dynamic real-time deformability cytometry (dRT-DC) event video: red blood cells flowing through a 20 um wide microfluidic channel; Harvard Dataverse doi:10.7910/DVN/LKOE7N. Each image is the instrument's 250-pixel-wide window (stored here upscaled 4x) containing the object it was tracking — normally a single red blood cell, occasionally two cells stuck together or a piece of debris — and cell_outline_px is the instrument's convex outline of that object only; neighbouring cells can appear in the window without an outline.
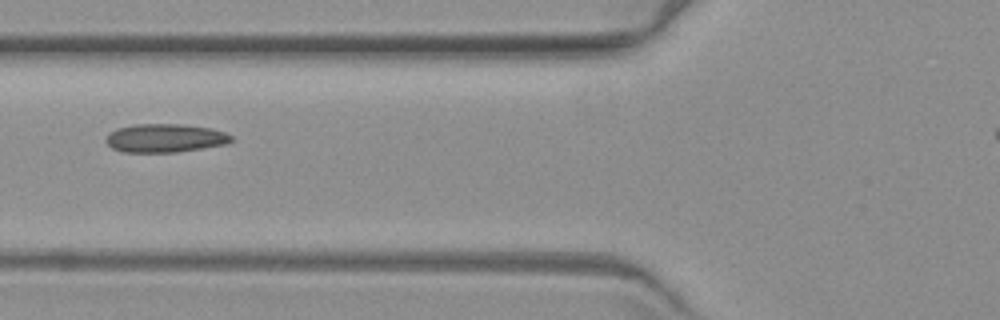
{"species": "common noctule bat (a hibernating species)", "species_latin": "Nyctalus noctula", "temperature_condition": "warm", "stored_images_in_passage": 7, "camera_frame_rate_fps": 3000, "um_per_image_px": 0.085, "animal": {"sex": "female", "body_mass_g": 19.3, "forearm_length_mm": 54.1}, "frame": {"image": 1, "passage_image": 3, "time_ms": 2.333, "image_size_px": [1000, 320], "cell_outline_px": [[232, 140], [224, 144], [176, 152], [124, 152], [112, 148], [104, 140], [116, 128], [136, 124], [180, 124], [212, 128], [224, 132], [232, 136]], "centroid_in_image_um": [14.01, 11.73], "position_along_channel_um": 111.8, "area_um2": 20.58}}
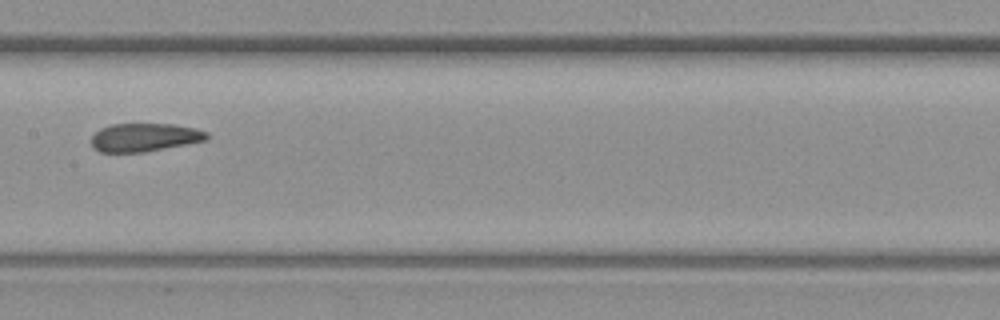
{"frame": {"image": 2, "passage_image": 5, "time_ms": 4.667, "image_size_px": [1000, 320], "cell_outline_px": [[208, 136], [204, 140], [144, 152], [100, 152], [92, 148], [92, 136], [100, 128], [112, 124], [172, 124], [196, 128], [208, 132]], "centroid_in_image_um": [12.24, 11.67], "position_along_channel_um": 195.2, "area_um2": 18.84}}
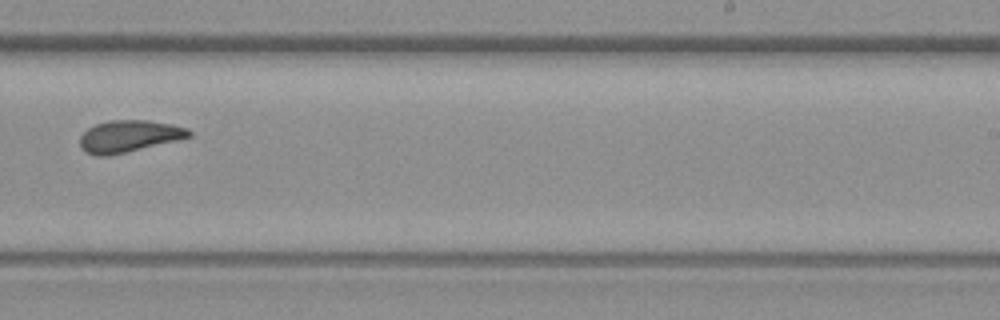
{"frame": {"image": 3, "passage_image": 7, "time_ms": 7.0, "image_size_px": [1000, 320], "cell_outline_px": [[192, 136], [180, 140], [108, 156], [96, 156], [84, 152], [80, 148], [80, 136], [88, 128], [96, 124], [112, 120], [144, 120], [172, 124], [188, 128], [192, 132]], "centroid_in_image_um": [10.97, 11.59], "position_along_channel_um": 278.0, "area_um2": 20.4}}